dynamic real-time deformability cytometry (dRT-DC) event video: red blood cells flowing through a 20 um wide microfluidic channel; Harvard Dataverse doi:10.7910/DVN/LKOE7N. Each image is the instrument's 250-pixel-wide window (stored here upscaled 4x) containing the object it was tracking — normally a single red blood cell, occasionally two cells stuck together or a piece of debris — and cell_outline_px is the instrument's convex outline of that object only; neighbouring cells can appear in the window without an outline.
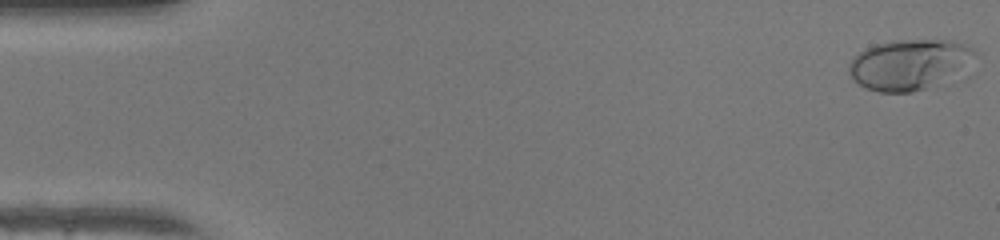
{"species": "human", "species_latin": "Homo sapiens", "temperature_condition": "warm", "stored_images_in_passage": 49, "camera_frame_rate_fps": 3000, "um_per_image_px": 0.085, "donor": {"sex": "female"}, "frame": {"image": 1, "passage_image": 1, "time_ms": 0.0, "image_size_px": [1000, 240], "cell_outline_px": [[976, 52], [932, 84], [924, 88], [912, 92], [880, 92], [864, 88], [852, 80], [848, 72], [848, 64], [852, 56], [864, 48], [876, 44], [896, 40], [952, 40], [968, 44]], "centroid_in_image_um": [77.03, 5.44], "position_along_channel_um": 8.0, "area_um2": 35.43}}
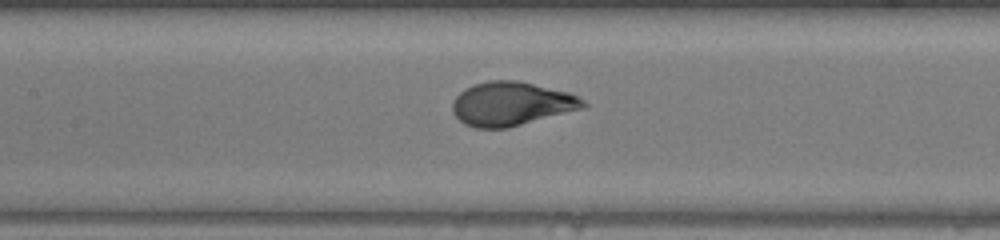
{"frame": {"image": 2, "passage_image": 23, "time_ms": 7.333, "image_size_px": [1000, 240], "cell_outline_px": [[588, 108], [508, 128], [476, 128], [464, 124], [452, 112], [452, 100], [464, 88], [472, 84], [488, 80], [520, 80], [568, 92], [584, 100], [588, 104]], "centroid_in_image_um": [43.49, 8.82], "position_along_channel_um": 163.9, "area_um2": 33.99}}
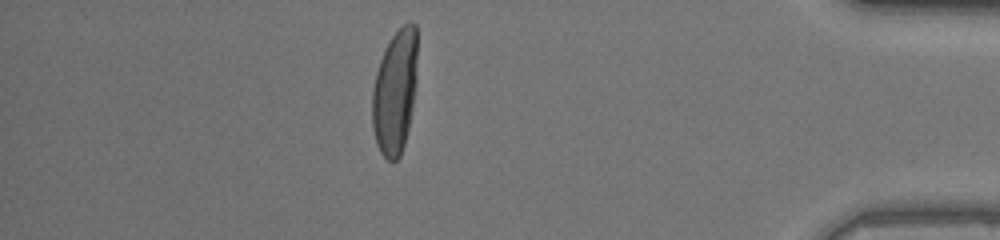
{"frame": {"image": 3, "passage_image": 43, "time_ms": 14.0, "image_size_px": [1000, 240], "cell_outline_px": [[416, 84], [412, 108], [408, 128], [404, 144], [400, 156], [396, 160], [388, 160], [380, 152], [376, 144], [372, 128], [372, 88], [376, 72], [384, 48], [388, 40], [404, 24], [416, 24]], "centroid_in_image_um": [33.55, 7.82], "position_along_channel_um": 401.7, "area_um2": 32.66}, "authors_computed_cell_mechanics": {"area_um2": 33.0616, "velocity_mm_per_s": 4.226, "shape_relaxation_time_tau1_ms": 5.8054, "shape_relaxation_time_tau2_ms": null, "deformation_change_tau1": 0.2724, "deformation_change_tau2": null}}